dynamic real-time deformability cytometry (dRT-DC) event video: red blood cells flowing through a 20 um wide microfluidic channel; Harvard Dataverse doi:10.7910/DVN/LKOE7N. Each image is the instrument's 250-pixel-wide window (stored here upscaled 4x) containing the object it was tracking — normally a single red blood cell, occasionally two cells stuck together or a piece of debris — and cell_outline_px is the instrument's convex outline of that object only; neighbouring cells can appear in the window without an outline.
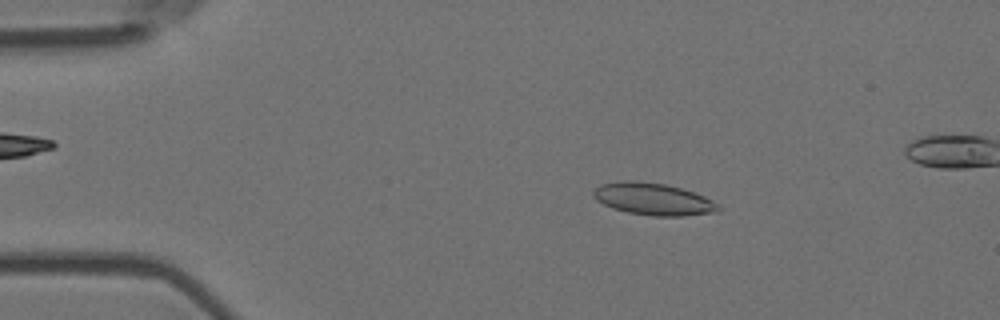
{"species": "Egyptian fruit bat (a non-hibernating species)", "species_latin": "Rousettus aegyptiacus", "temperature_condition": "room temperature", "stored_images_in_passage": 5, "camera_frame_rate_fps": 3000, "um_per_image_px": 0.085, "animal": {"sex": "female"}, "frame": {"image": 1, "passage_image": 2, "time_ms": 0.333, "image_size_px": [1000, 320], "cell_outline_px": [[720, 212], [684, 216], [652, 216], [628, 212], [612, 208], [596, 200], [592, 196], [592, 192], [600, 184], [624, 180], [632, 180], [664, 184], [680, 188], [704, 196], [720, 204]], "centroid_in_image_um": [55.53, 16.93], "position_along_channel_um": 29.5, "area_um2": 23.47}}
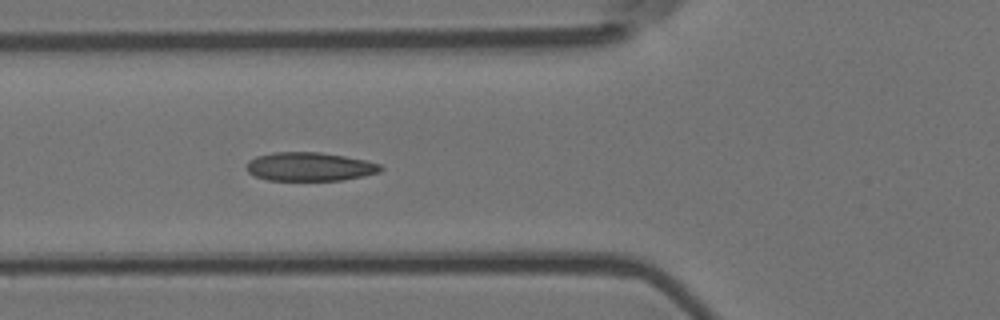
{"frame": {"image": 2, "passage_image": 5, "time_ms": 1.333, "image_size_px": [1000, 320], "cell_outline_px": [[384, 168], [380, 172], [340, 180], [268, 180], [256, 176], [248, 172], [248, 160], [256, 156], [272, 152], [320, 152], [344, 156], [364, 160], [380, 164]], "centroid_in_image_um": [26.31, 14.16], "position_along_channel_um": 99.5, "area_um2": 22.2}}